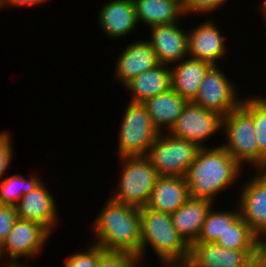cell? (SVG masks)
Masks as SVG:
<instances>
[{
  "instance_id": "1",
  "label": "cell",
  "mask_w": 266,
  "mask_h": 267,
  "mask_svg": "<svg viewBox=\"0 0 266 267\" xmlns=\"http://www.w3.org/2000/svg\"><path fill=\"white\" fill-rule=\"evenodd\" d=\"M241 167L221 144L201 148L185 175L190 197L214 203L238 180Z\"/></svg>"
},
{
  "instance_id": "2",
  "label": "cell",
  "mask_w": 266,
  "mask_h": 267,
  "mask_svg": "<svg viewBox=\"0 0 266 267\" xmlns=\"http://www.w3.org/2000/svg\"><path fill=\"white\" fill-rule=\"evenodd\" d=\"M91 227L94 234L91 242L107 251L133 253L140 262V208L108 197Z\"/></svg>"
},
{
  "instance_id": "3",
  "label": "cell",
  "mask_w": 266,
  "mask_h": 267,
  "mask_svg": "<svg viewBox=\"0 0 266 267\" xmlns=\"http://www.w3.org/2000/svg\"><path fill=\"white\" fill-rule=\"evenodd\" d=\"M140 229V262L150 246L162 266L187 264L191 246L176 231L170 214L142 207Z\"/></svg>"
},
{
  "instance_id": "4",
  "label": "cell",
  "mask_w": 266,
  "mask_h": 267,
  "mask_svg": "<svg viewBox=\"0 0 266 267\" xmlns=\"http://www.w3.org/2000/svg\"><path fill=\"white\" fill-rule=\"evenodd\" d=\"M121 175L118 187L108 196L113 201L137 208L146 207L160 177L146 156L119 157Z\"/></svg>"
},
{
  "instance_id": "5",
  "label": "cell",
  "mask_w": 266,
  "mask_h": 267,
  "mask_svg": "<svg viewBox=\"0 0 266 267\" xmlns=\"http://www.w3.org/2000/svg\"><path fill=\"white\" fill-rule=\"evenodd\" d=\"M226 142L221 145L242 166L259 169V148L253 117L240 105L222 119ZM244 163V164H243Z\"/></svg>"
},
{
  "instance_id": "6",
  "label": "cell",
  "mask_w": 266,
  "mask_h": 267,
  "mask_svg": "<svg viewBox=\"0 0 266 267\" xmlns=\"http://www.w3.org/2000/svg\"><path fill=\"white\" fill-rule=\"evenodd\" d=\"M118 133V155L146 156L149 147L160 134L143 103L128 102Z\"/></svg>"
},
{
  "instance_id": "7",
  "label": "cell",
  "mask_w": 266,
  "mask_h": 267,
  "mask_svg": "<svg viewBox=\"0 0 266 267\" xmlns=\"http://www.w3.org/2000/svg\"><path fill=\"white\" fill-rule=\"evenodd\" d=\"M200 149L196 143L160 133L149 147L146 157L159 176L185 177Z\"/></svg>"
},
{
  "instance_id": "8",
  "label": "cell",
  "mask_w": 266,
  "mask_h": 267,
  "mask_svg": "<svg viewBox=\"0 0 266 267\" xmlns=\"http://www.w3.org/2000/svg\"><path fill=\"white\" fill-rule=\"evenodd\" d=\"M219 67L212 65L205 73L193 103L224 117L238 108L243 99L237 93L238 87Z\"/></svg>"
},
{
  "instance_id": "9",
  "label": "cell",
  "mask_w": 266,
  "mask_h": 267,
  "mask_svg": "<svg viewBox=\"0 0 266 267\" xmlns=\"http://www.w3.org/2000/svg\"><path fill=\"white\" fill-rule=\"evenodd\" d=\"M50 236L51 232L40 223L17 219L1 244L4 258H10L6 262L10 265L22 264L18 259L25 257L27 264L33 256L41 253Z\"/></svg>"
},
{
  "instance_id": "10",
  "label": "cell",
  "mask_w": 266,
  "mask_h": 267,
  "mask_svg": "<svg viewBox=\"0 0 266 267\" xmlns=\"http://www.w3.org/2000/svg\"><path fill=\"white\" fill-rule=\"evenodd\" d=\"M222 119L223 116L219 113L188 102L168 133L196 143L201 148L208 147L203 142L222 130Z\"/></svg>"
},
{
  "instance_id": "11",
  "label": "cell",
  "mask_w": 266,
  "mask_h": 267,
  "mask_svg": "<svg viewBox=\"0 0 266 267\" xmlns=\"http://www.w3.org/2000/svg\"><path fill=\"white\" fill-rule=\"evenodd\" d=\"M241 186L237 201L240 216L257 236H266V170L256 169Z\"/></svg>"
},
{
  "instance_id": "12",
  "label": "cell",
  "mask_w": 266,
  "mask_h": 267,
  "mask_svg": "<svg viewBox=\"0 0 266 267\" xmlns=\"http://www.w3.org/2000/svg\"><path fill=\"white\" fill-rule=\"evenodd\" d=\"M179 22L149 27L151 39L147 41L154 49L159 64L173 65L188 57L187 30Z\"/></svg>"
},
{
  "instance_id": "13",
  "label": "cell",
  "mask_w": 266,
  "mask_h": 267,
  "mask_svg": "<svg viewBox=\"0 0 266 267\" xmlns=\"http://www.w3.org/2000/svg\"><path fill=\"white\" fill-rule=\"evenodd\" d=\"M254 250L227 249L216 242L194 243L187 267H252Z\"/></svg>"
},
{
  "instance_id": "14",
  "label": "cell",
  "mask_w": 266,
  "mask_h": 267,
  "mask_svg": "<svg viewBox=\"0 0 266 267\" xmlns=\"http://www.w3.org/2000/svg\"><path fill=\"white\" fill-rule=\"evenodd\" d=\"M48 190L46 183L42 181L29 193L22 195L15 207L18 219L40 223L52 233L58 225L59 213L56 199Z\"/></svg>"
},
{
  "instance_id": "15",
  "label": "cell",
  "mask_w": 266,
  "mask_h": 267,
  "mask_svg": "<svg viewBox=\"0 0 266 267\" xmlns=\"http://www.w3.org/2000/svg\"><path fill=\"white\" fill-rule=\"evenodd\" d=\"M226 39L212 20L200 23L187 31L189 57L218 65V60L228 52Z\"/></svg>"
},
{
  "instance_id": "16",
  "label": "cell",
  "mask_w": 266,
  "mask_h": 267,
  "mask_svg": "<svg viewBox=\"0 0 266 267\" xmlns=\"http://www.w3.org/2000/svg\"><path fill=\"white\" fill-rule=\"evenodd\" d=\"M134 41L116 59L115 80L123 86L139 74L159 65L154 49L147 39Z\"/></svg>"
},
{
  "instance_id": "17",
  "label": "cell",
  "mask_w": 266,
  "mask_h": 267,
  "mask_svg": "<svg viewBox=\"0 0 266 267\" xmlns=\"http://www.w3.org/2000/svg\"><path fill=\"white\" fill-rule=\"evenodd\" d=\"M98 14L99 26L111 39L130 35L138 25L133 0H109Z\"/></svg>"
},
{
  "instance_id": "18",
  "label": "cell",
  "mask_w": 266,
  "mask_h": 267,
  "mask_svg": "<svg viewBox=\"0 0 266 267\" xmlns=\"http://www.w3.org/2000/svg\"><path fill=\"white\" fill-rule=\"evenodd\" d=\"M190 198L185 177L160 176L154 185L147 208L172 214Z\"/></svg>"
},
{
  "instance_id": "19",
  "label": "cell",
  "mask_w": 266,
  "mask_h": 267,
  "mask_svg": "<svg viewBox=\"0 0 266 267\" xmlns=\"http://www.w3.org/2000/svg\"><path fill=\"white\" fill-rule=\"evenodd\" d=\"M175 64L170 66L171 88L183 99L193 102L205 73L212 65L189 56Z\"/></svg>"
},
{
  "instance_id": "20",
  "label": "cell",
  "mask_w": 266,
  "mask_h": 267,
  "mask_svg": "<svg viewBox=\"0 0 266 267\" xmlns=\"http://www.w3.org/2000/svg\"><path fill=\"white\" fill-rule=\"evenodd\" d=\"M212 201L190 197L177 211L170 214L176 231L191 246L194 244L211 207Z\"/></svg>"
},
{
  "instance_id": "21",
  "label": "cell",
  "mask_w": 266,
  "mask_h": 267,
  "mask_svg": "<svg viewBox=\"0 0 266 267\" xmlns=\"http://www.w3.org/2000/svg\"><path fill=\"white\" fill-rule=\"evenodd\" d=\"M188 101L178 95L172 88L153 98L147 99L143 105L159 133H168L183 112Z\"/></svg>"
},
{
  "instance_id": "22",
  "label": "cell",
  "mask_w": 266,
  "mask_h": 267,
  "mask_svg": "<svg viewBox=\"0 0 266 267\" xmlns=\"http://www.w3.org/2000/svg\"><path fill=\"white\" fill-rule=\"evenodd\" d=\"M124 87L132 93L129 102L144 103L147 99L171 88L170 66L159 64L155 68L139 74Z\"/></svg>"
},
{
  "instance_id": "23",
  "label": "cell",
  "mask_w": 266,
  "mask_h": 267,
  "mask_svg": "<svg viewBox=\"0 0 266 267\" xmlns=\"http://www.w3.org/2000/svg\"><path fill=\"white\" fill-rule=\"evenodd\" d=\"M133 2L137 23H145L144 25L148 27L179 22L183 15L180 0H133Z\"/></svg>"
},
{
  "instance_id": "24",
  "label": "cell",
  "mask_w": 266,
  "mask_h": 267,
  "mask_svg": "<svg viewBox=\"0 0 266 267\" xmlns=\"http://www.w3.org/2000/svg\"><path fill=\"white\" fill-rule=\"evenodd\" d=\"M241 106L253 117L259 148V169L266 164V96L245 97Z\"/></svg>"
},
{
  "instance_id": "25",
  "label": "cell",
  "mask_w": 266,
  "mask_h": 267,
  "mask_svg": "<svg viewBox=\"0 0 266 267\" xmlns=\"http://www.w3.org/2000/svg\"><path fill=\"white\" fill-rule=\"evenodd\" d=\"M213 206L208 211L203 223L201 233L195 243L215 242L219 236L230 226L239 216L240 210L238 205L236 209L214 211Z\"/></svg>"
},
{
  "instance_id": "26",
  "label": "cell",
  "mask_w": 266,
  "mask_h": 267,
  "mask_svg": "<svg viewBox=\"0 0 266 267\" xmlns=\"http://www.w3.org/2000/svg\"><path fill=\"white\" fill-rule=\"evenodd\" d=\"M26 178L20 174L8 176L0 181V204L16 205L22 195L29 193L38 186L43 179L39 174H33Z\"/></svg>"
},
{
  "instance_id": "27",
  "label": "cell",
  "mask_w": 266,
  "mask_h": 267,
  "mask_svg": "<svg viewBox=\"0 0 266 267\" xmlns=\"http://www.w3.org/2000/svg\"><path fill=\"white\" fill-rule=\"evenodd\" d=\"M256 237L257 235L239 216L215 242L227 249L254 250Z\"/></svg>"
},
{
  "instance_id": "28",
  "label": "cell",
  "mask_w": 266,
  "mask_h": 267,
  "mask_svg": "<svg viewBox=\"0 0 266 267\" xmlns=\"http://www.w3.org/2000/svg\"><path fill=\"white\" fill-rule=\"evenodd\" d=\"M88 244L87 249L69 255L63 267H97L99 257L105 250L93 242Z\"/></svg>"
},
{
  "instance_id": "29",
  "label": "cell",
  "mask_w": 266,
  "mask_h": 267,
  "mask_svg": "<svg viewBox=\"0 0 266 267\" xmlns=\"http://www.w3.org/2000/svg\"><path fill=\"white\" fill-rule=\"evenodd\" d=\"M138 263V257L133 253L105 250L99 257L97 267H135Z\"/></svg>"
},
{
  "instance_id": "30",
  "label": "cell",
  "mask_w": 266,
  "mask_h": 267,
  "mask_svg": "<svg viewBox=\"0 0 266 267\" xmlns=\"http://www.w3.org/2000/svg\"><path fill=\"white\" fill-rule=\"evenodd\" d=\"M228 0H184L182 2L183 16L191 14H208L213 13L225 5Z\"/></svg>"
},
{
  "instance_id": "31",
  "label": "cell",
  "mask_w": 266,
  "mask_h": 267,
  "mask_svg": "<svg viewBox=\"0 0 266 267\" xmlns=\"http://www.w3.org/2000/svg\"><path fill=\"white\" fill-rule=\"evenodd\" d=\"M8 131L0 132V181L8 170L14 155L12 134Z\"/></svg>"
},
{
  "instance_id": "32",
  "label": "cell",
  "mask_w": 266,
  "mask_h": 267,
  "mask_svg": "<svg viewBox=\"0 0 266 267\" xmlns=\"http://www.w3.org/2000/svg\"><path fill=\"white\" fill-rule=\"evenodd\" d=\"M17 219L14 205L0 204V244L4 242Z\"/></svg>"
},
{
  "instance_id": "33",
  "label": "cell",
  "mask_w": 266,
  "mask_h": 267,
  "mask_svg": "<svg viewBox=\"0 0 266 267\" xmlns=\"http://www.w3.org/2000/svg\"><path fill=\"white\" fill-rule=\"evenodd\" d=\"M252 267H266V236L256 237Z\"/></svg>"
},
{
  "instance_id": "34",
  "label": "cell",
  "mask_w": 266,
  "mask_h": 267,
  "mask_svg": "<svg viewBox=\"0 0 266 267\" xmlns=\"http://www.w3.org/2000/svg\"><path fill=\"white\" fill-rule=\"evenodd\" d=\"M50 0H0V11L2 8L4 9L5 7H29V6H35V5H40V4H45Z\"/></svg>"
},
{
  "instance_id": "35",
  "label": "cell",
  "mask_w": 266,
  "mask_h": 267,
  "mask_svg": "<svg viewBox=\"0 0 266 267\" xmlns=\"http://www.w3.org/2000/svg\"><path fill=\"white\" fill-rule=\"evenodd\" d=\"M259 4H260L259 8H261L259 11L262 14V17L264 16L263 19L265 20L266 23V0H262Z\"/></svg>"
},
{
  "instance_id": "36",
  "label": "cell",
  "mask_w": 266,
  "mask_h": 267,
  "mask_svg": "<svg viewBox=\"0 0 266 267\" xmlns=\"http://www.w3.org/2000/svg\"><path fill=\"white\" fill-rule=\"evenodd\" d=\"M7 267H32L31 265L29 264H18V265H7Z\"/></svg>"
},
{
  "instance_id": "37",
  "label": "cell",
  "mask_w": 266,
  "mask_h": 267,
  "mask_svg": "<svg viewBox=\"0 0 266 267\" xmlns=\"http://www.w3.org/2000/svg\"><path fill=\"white\" fill-rule=\"evenodd\" d=\"M0 260H4V256H3V253H2V247H1V244H0ZM0 261V263H1Z\"/></svg>"
},
{
  "instance_id": "38",
  "label": "cell",
  "mask_w": 266,
  "mask_h": 267,
  "mask_svg": "<svg viewBox=\"0 0 266 267\" xmlns=\"http://www.w3.org/2000/svg\"><path fill=\"white\" fill-rule=\"evenodd\" d=\"M160 267H187L186 265L160 266Z\"/></svg>"
},
{
  "instance_id": "39",
  "label": "cell",
  "mask_w": 266,
  "mask_h": 267,
  "mask_svg": "<svg viewBox=\"0 0 266 267\" xmlns=\"http://www.w3.org/2000/svg\"><path fill=\"white\" fill-rule=\"evenodd\" d=\"M3 263H4V264L1 263L0 267H7V265H9L6 261H5V262L3 261ZM2 265H3V266H2Z\"/></svg>"
},
{
  "instance_id": "40",
  "label": "cell",
  "mask_w": 266,
  "mask_h": 267,
  "mask_svg": "<svg viewBox=\"0 0 266 267\" xmlns=\"http://www.w3.org/2000/svg\"><path fill=\"white\" fill-rule=\"evenodd\" d=\"M141 265H142L141 262H139L135 267H143Z\"/></svg>"
}]
</instances>
